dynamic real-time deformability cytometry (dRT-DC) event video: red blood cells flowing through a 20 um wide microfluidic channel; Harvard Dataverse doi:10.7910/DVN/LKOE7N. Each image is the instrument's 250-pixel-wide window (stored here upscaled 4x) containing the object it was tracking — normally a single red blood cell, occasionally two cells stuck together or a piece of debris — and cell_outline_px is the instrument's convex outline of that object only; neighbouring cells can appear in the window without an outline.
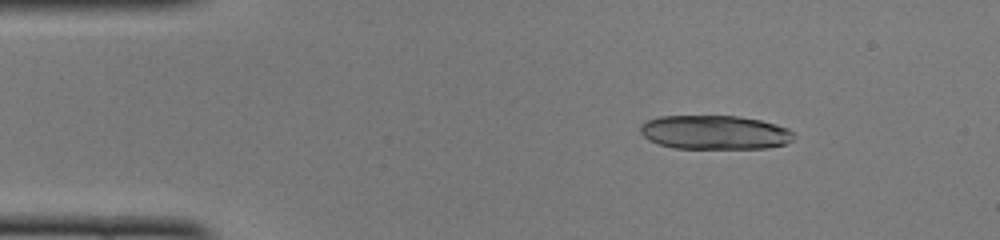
{"species": "common noctule bat (a hibernating species)", "species_latin": "Nyctalus noctula", "temperature_condition": "cold", "stored_images_in_passage": 32, "camera_frame_rate_fps": 3000, "um_per_image_px": 0.085, "animal": {"sex": "female", "body_mass_g": 22.0, "forearm_length_mm": 56.7}, "frame": {"image": 1, "passage_image": 3, "time_ms": 0.667, "image_size_px": [1000, 240], "cell_outline_px": [[796, 136], [792, 140], [784, 144], [768, 148], [672, 148], [648, 140], [640, 132], [640, 124], [648, 120], [660, 116], [740, 116], [760, 120], [776, 124], [788, 128]], "centroid_in_image_um": [60.76, 11.25], "position_along_channel_um": 24.2, "area_um2": 30.52}}